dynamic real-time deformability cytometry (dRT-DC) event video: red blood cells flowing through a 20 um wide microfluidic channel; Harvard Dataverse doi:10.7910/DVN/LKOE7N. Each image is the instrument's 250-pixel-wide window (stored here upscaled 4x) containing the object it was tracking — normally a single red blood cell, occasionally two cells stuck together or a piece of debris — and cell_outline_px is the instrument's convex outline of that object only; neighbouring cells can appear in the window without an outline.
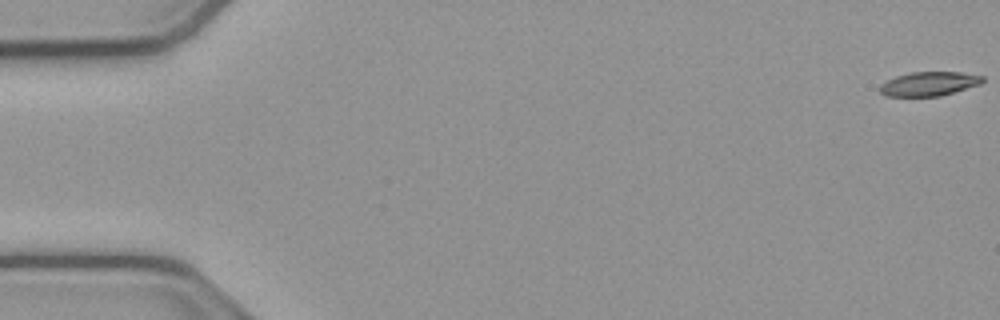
{"species": "common noctule bat (a hibernating species)", "species_latin": "Nyctalus noctula", "temperature_condition": "cold", "stored_images_in_passage": 54, "camera_frame_rate_fps": 3000, "um_per_image_px": 0.085, "animal": {"sex": "male", "body_mass_g": 23.1, "forearm_length_mm": 52.7}, "frame": {"image": 1, "passage_image": 1, "time_ms": 0.0, "image_size_px": [1000, 320], "cell_outline_px": [[984, 80], [980, 84], [940, 96], [888, 96], [880, 92], [880, 84], [896, 76], [912, 72], [960, 72], [984, 76]], "centroid_in_image_um": [78.98, 7.12], "position_along_channel_um": 6.0, "area_um2": 14.28}}
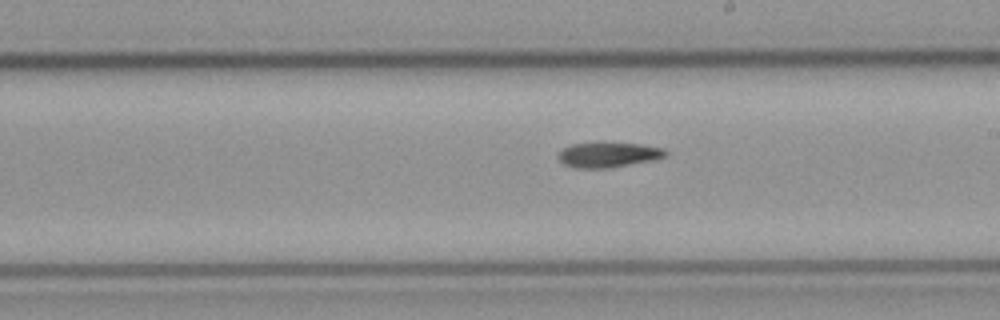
{"frame": {"image": 2, "passage_image": 31, "time_ms": 10.0, "image_size_px": [1000, 320], "cell_outline_px": [[668, 152], [664, 156], [652, 160], [608, 168], [576, 168], [564, 164], [556, 156], [564, 148], [572, 144], [596, 140], [640, 144], [664, 148]], "centroid_in_image_um": [51.67, 13.11], "position_along_channel_um": 237.3, "area_um2": 16.13}}
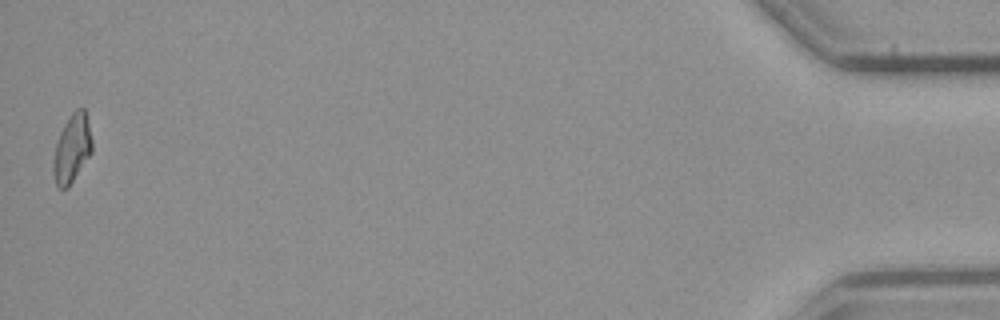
{"frame": {"image": 3, "passage_image": 54, "time_ms": 17.667, "image_size_px": [1000, 320], "cell_outline_px": [[92, 152], [68, 188], [60, 188], [56, 184], [52, 172], [52, 164], [56, 144], [60, 132], [64, 124], [72, 112], [76, 108], [84, 108], [92, 140]], "centroid_in_image_um": [6.11, 12.64], "position_along_channel_um": 429.1, "area_um2": 15.32}, "authors_computed_cell_mechanics": {"area_um2": 15.7216, "velocity_mm_per_s": 3.8228, "shape_relaxation_time_tau1_ms": 4.4892, "shape_relaxation_time_tau2_ms": null, "deformation_change_tau1": 0.1597, "deformation_change_tau2": null}}